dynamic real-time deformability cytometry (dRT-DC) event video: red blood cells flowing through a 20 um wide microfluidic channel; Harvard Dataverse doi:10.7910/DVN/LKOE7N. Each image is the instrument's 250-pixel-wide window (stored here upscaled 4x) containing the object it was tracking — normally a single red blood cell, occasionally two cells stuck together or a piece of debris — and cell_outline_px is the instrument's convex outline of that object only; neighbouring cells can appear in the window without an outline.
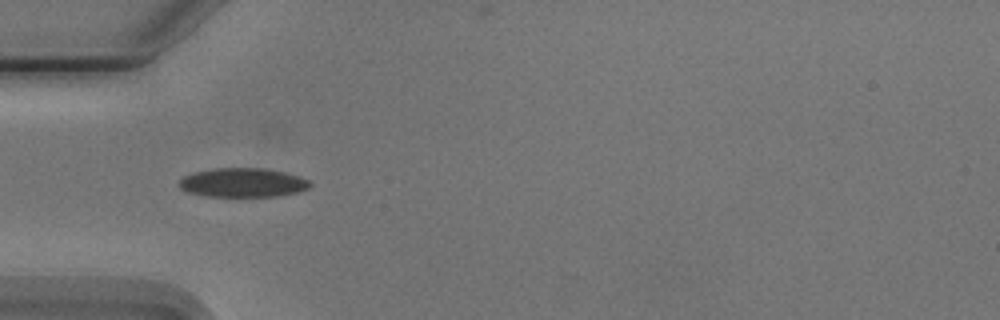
{"species": "Egyptian fruit bat (a non-hibernating species)", "species_latin": "Rousettus aegyptiacus", "temperature_condition": "cold", "stored_images_in_passage": 1, "camera_frame_rate_fps": 3000, "um_per_image_px": 0.085, "animal": {"sex": "male"}, "frame": {"image": 1, "passage_image": 1, "time_ms": 0.0, "image_size_px": [1000, 320], "cell_outline_px": [[312, 184], [308, 188], [296, 192], [280, 196], [204, 196], [188, 192], [180, 188], [176, 184], [184, 176], [196, 172], [216, 168], [264, 168], [284, 172], [308, 180]], "centroid_in_image_um": [20.61, 15.52], "position_along_channel_um": 64.4, "area_um2": 22.02}}